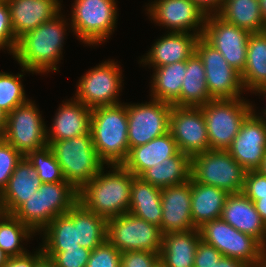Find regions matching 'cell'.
<instances>
[{
  "label": "cell",
  "instance_id": "cell-1",
  "mask_svg": "<svg viewBox=\"0 0 266 267\" xmlns=\"http://www.w3.org/2000/svg\"><path fill=\"white\" fill-rule=\"evenodd\" d=\"M63 16V13L58 14L18 39L12 57L20 67L43 75L51 71L52 73L59 71L57 64L63 57L62 50H64V40L68 30L66 28L71 27Z\"/></svg>",
  "mask_w": 266,
  "mask_h": 267
},
{
  "label": "cell",
  "instance_id": "cell-2",
  "mask_svg": "<svg viewBox=\"0 0 266 267\" xmlns=\"http://www.w3.org/2000/svg\"><path fill=\"white\" fill-rule=\"evenodd\" d=\"M79 192L78 201L107 219L128 213L134 175L123 165H107Z\"/></svg>",
  "mask_w": 266,
  "mask_h": 267
},
{
  "label": "cell",
  "instance_id": "cell-3",
  "mask_svg": "<svg viewBox=\"0 0 266 267\" xmlns=\"http://www.w3.org/2000/svg\"><path fill=\"white\" fill-rule=\"evenodd\" d=\"M90 132L97 154L106 166L126 161L130 151L126 103L92 109Z\"/></svg>",
  "mask_w": 266,
  "mask_h": 267
},
{
  "label": "cell",
  "instance_id": "cell-4",
  "mask_svg": "<svg viewBox=\"0 0 266 267\" xmlns=\"http://www.w3.org/2000/svg\"><path fill=\"white\" fill-rule=\"evenodd\" d=\"M78 202V191L67 181L43 183L13 215L35 234Z\"/></svg>",
  "mask_w": 266,
  "mask_h": 267
},
{
  "label": "cell",
  "instance_id": "cell-5",
  "mask_svg": "<svg viewBox=\"0 0 266 267\" xmlns=\"http://www.w3.org/2000/svg\"><path fill=\"white\" fill-rule=\"evenodd\" d=\"M65 180L78 192L106 166L93 145L91 133L66 140H47Z\"/></svg>",
  "mask_w": 266,
  "mask_h": 267
},
{
  "label": "cell",
  "instance_id": "cell-6",
  "mask_svg": "<svg viewBox=\"0 0 266 267\" xmlns=\"http://www.w3.org/2000/svg\"><path fill=\"white\" fill-rule=\"evenodd\" d=\"M116 3V0H74L70 17L71 32L84 44L91 47L101 45L116 28Z\"/></svg>",
  "mask_w": 266,
  "mask_h": 267
},
{
  "label": "cell",
  "instance_id": "cell-7",
  "mask_svg": "<svg viewBox=\"0 0 266 267\" xmlns=\"http://www.w3.org/2000/svg\"><path fill=\"white\" fill-rule=\"evenodd\" d=\"M247 170L228 150L209 149L190 158V178L204 185L215 186L228 194L241 193Z\"/></svg>",
  "mask_w": 266,
  "mask_h": 267
},
{
  "label": "cell",
  "instance_id": "cell-8",
  "mask_svg": "<svg viewBox=\"0 0 266 267\" xmlns=\"http://www.w3.org/2000/svg\"><path fill=\"white\" fill-rule=\"evenodd\" d=\"M255 105L249 100L212 99L200 109L204 115L210 149L227 150Z\"/></svg>",
  "mask_w": 266,
  "mask_h": 267
},
{
  "label": "cell",
  "instance_id": "cell-9",
  "mask_svg": "<svg viewBox=\"0 0 266 267\" xmlns=\"http://www.w3.org/2000/svg\"><path fill=\"white\" fill-rule=\"evenodd\" d=\"M199 231L201 240L223 256L242 261L249 267H262L264 245L254 236L236 230L222 218L205 222Z\"/></svg>",
  "mask_w": 266,
  "mask_h": 267
},
{
  "label": "cell",
  "instance_id": "cell-10",
  "mask_svg": "<svg viewBox=\"0 0 266 267\" xmlns=\"http://www.w3.org/2000/svg\"><path fill=\"white\" fill-rule=\"evenodd\" d=\"M113 59L104 61L79 78L75 99L91 110L101 106L117 105L122 91V70Z\"/></svg>",
  "mask_w": 266,
  "mask_h": 267
},
{
  "label": "cell",
  "instance_id": "cell-11",
  "mask_svg": "<svg viewBox=\"0 0 266 267\" xmlns=\"http://www.w3.org/2000/svg\"><path fill=\"white\" fill-rule=\"evenodd\" d=\"M163 234L160 227L131 213L107 219V241L120 252H161Z\"/></svg>",
  "mask_w": 266,
  "mask_h": 267
},
{
  "label": "cell",
  "instance_id": "cell-12",
  "mask_svg": "<svg viewBox=\"0 0 266 267\" xmlns=\"http://www.w3.org/2000/svg\"><path fill=\"white\" fill-rule=\"evenodd\" d=\"M3 139L23 156H26L30 151L48 145L46 124L35 100L33 102L29 99L7 114V125Z\"/></svg>",
  "mask_w": 266,
  "mask_h": 267
},
{
  "label": "cell",
  "instance_id": "cell-13",
  "mask_svg": "<svg viewBox=\"0 0 266 267\" xmlns=\"http://www.w3.org/2000/svg\"><path fill=\"white\" fill-rule=\"evenodd\" d=\"M195 52L201 58L206 73V85L212 99L242 98L244 86L241 73L229 65L224 56L202 36Z\"/></svg>",
  "mask_w": 266,
  "mask_h": 267
},
{
  "label": "cell",
  "instance_id": "cell-14",
  "mask_svg": "<svg viewBox=\"0 0 266 267\" xmlns=\"http://www.w3.org/2000/svg\"><path fill=\"white\" fill-rule=\"evenodd\" d=\"M172 104L151 98L145 103H126L129 149L144 145L169 132Z\"/></svg>",
  "mask_w": 266,
  "mask_h": 267
},
{
  "label": "cell",
  "instance_id": "cell-15",
  "mask_svg": "<svg viewBox=\"0 0 266 267\" xmlns=\"http://www.w3.org/2000/svg\"><path fill=\"white\" fill-rule=\"evenodd\" d=\"M166 32H187L202 36L207 14L192 0H154L145 9Z\"/></svg>",
  "mask_w": 266,
  "mask_h": 267
},
{
  "label": "cell",
  "instance_id": "cell-16",
  "mask_svg": "<svg viewBox=\"0 0 266 267\" xmlns=\"http://www.w3.org/2000/svg\"><path fill=\"white\" fill-rule=\"evenodd\" d=\"M169 132L178 150L190 158L210 149L206 121L200 107L172 105Z\"/></svg>",
  "mask_w": 266,
  "mask_h": 267
},
{
  "label": "cell",
  "instance_id": "cell-17",
  "mask_svg": "<svg viewBox=\"0 0 266 267\" xmlns=\"http://www.w3.org/2000/svg\"><path fill=\"white\" fill-rule=\"evenodd\" d=\"M250 34L248 30L226 22L217 14H208L202 37L224 56L230 66L242 73Z\"/></svg>",
  "mask_w": 266,
  "mask_h": 267
},
{
  "label": "cell",
  "instance_id": "cell-18",
  "mask_svg": "<svg viewBox=\"0 0 266 267\" xmlns=\"http://www.w3.org/2000/svg\"><path fill=\"white\" fill-rule=\"evenodd\" d=\"M227 150L247 171L261 168L266 154V120L256 113L255 108Z\"/></svg>",
  "mask_w": 266,
  "mask_h": 267
},
{
  "label": "cell",
  "instance_id": "cell-19",
  "mask_svg": "<svg viewBox=\"0 0 266 267\" xmlns=\"http://www.w3.org/2000/svg\"><path fill=\"white\" fill-rule=\"evenodd\" d=\"M161 204L163 235L196 228L191 218V178L184 183L161 188Z\"/></svg>",
  "mask_w": 266,
  "mask_h": 267
},
{
  "label": "cell",
  "instance_id": "cell-20",
  "mask_svg": "<svg viewBox=\"0 0 266 267\" xmlns=\"http://www.w3.org/2000/svg\"><path fill=\"white\" fill-rule=\"evenodd\" d=\"M164 35V36H163ZM157 39L140 64L149 67H161L172 63L187 61L195 52L199 35L187 32H167Z\"/></svg>",
  "mask_w": 266,
  "mask_h": 267
},
{
  "label": "cell",
  "instance_id": "cell-21",
  "mask_svg": "<svg viewBox=\"0 0 266 267\" xmlns=\"http://www.w3.org/2000/svg\"><path fill=\"white\" fill-rule=\"evenodd\" d=\"M91 113L92 110L77 99H66L57 108L51 127L46 126L47 140H66L91 133Z\"/></svg>",
  "mask_w": 266,
  "mask_h": 267
},
{
  "label": "cell",
  "instance_id": "cell-22",
  "mask_svg": "<svg viewBox=\"0 0 266 267\" xmlns=\"http://www.w3.org/2000/svg\"><path fill=\"white\" fill-rule=\"evenodd\" d=\"M15 38L55 18L61 13V0H7Z\"/></svg>",
  "mask_w": 266,
  "mask_h": 267
},
{
  "label": "cell",
  "instance_id": "cell-23",
  "mask_svg": "<svg viewBox=\"0 0 266 267\" xmlns=\"http://www.w3.org/2000/svg\"><path fill=\"white\" fill-rule=\"evenodd\" d=\"M221 218L236 230L254 236L266 246V224L256 211L254 203L242 192L227 196Z\"/></svg>",
  "mask_w": 266,
  "mask_h": 267
},
{
  "label": "cell",
  "instance_id": "cell-24",
  "mask_svg": "<svg viewBox=\"0 0 266 267\" xmlns=\"http://www.w3.org/2000/svg\"><path fill=\"white\" fill-rule=\"evenodd\" d=\"M42 184L32 163L23 156L0 193L4 212L13 214Z\"/></svg>",
  "mask_w": 266,
  "mask_h": 267
},
{
  "label": "cell",
  "instance_id": "cell-25",
  "mask_svg": "<svg viewBox=\"0 0 266 267\" xmlns=\"http://www.w3.org/2000/svg\"><path fill=\"white\" fill-rule=\"evenodd\" d=\"M178 152L176 141L171 133L167 132L144 145L131 148L122 165L134 176L140 177L147 169L164 159L174 157Z\"/></svg>",
  "mask_w": 266,
  "mask_h": 267
},
{
  "label": "cell",
  "instance_id": "cell-26",
  "mask_svg": "<svg viewBox=\"0 0 266 267\" xmlns=\"http://www.w3.org/2000/svg\"><path fill=\"white\" fill-rule=\"evenodd\" d=\"M200 240L199 228L164 234L160 263L164 267H194L195 253Z\"/></svg>",
  "mask_w": 266,
  "mask_h": 267
},
{
  "label": "cell",
  "instance_id": "cell-27",
  "mask_svg": "<svg viewBox=\"0 0 266 267\" xmlns=\"http://www.w3.org/2000/svg\"><path fill=\"white\" fill-rule=\"evenodd\" d=\"M228 195L218 187L191 179V218L194 226L200 228L205 222L221 218Z\"/></svg>",
  "mask_w": 266,
  "mask_h": 267
},
{
  "label": "cell",
  "instance_id": "cell-28",
  "mask_svg": "<svg viewBox=\"0 0 266 267\" xmlns=\"http://www.w3.org/2000/svg\"><path fill=\"white\" fill-rule=\"evenodd\" d=\"M128 212L161 229V188L134 176Z\"/></svg>",
  "mask_w": 266,
  "mask_h": 267
},
{
  "label": "cell",
  "instance_id": "cell-29",
  "mask_svg": "<svg viewBox=\"0 0 266 267\" xmlns=\"http://www.w3.org/2000/svg\"><path fill=\"white\" fill-rule=\"evenodd\" d=\"M185 77L180 97L173 106L201 107L212 100L206 85V73L201 58L196 52L186 61Z\"/></svg>",
  "mask_w": 266,
  "mask_h": 267
},
{
  "label": "cell",
  "instance_id": "cell-30",
  "mask_svg": "<svg viewBox=\"0 0 266 267\" xmlns=\"http://www.w3.org/2000/svg\"><path fill=\"white\" fill-rule=\"evenodd\" d=\"M241 79L245 92L251 94L266 87V31L250 34Z\"/></svg>",
  "mask_w": 266,
  "mask_h": 267
},
{
  "label": "cell",
  "instance_id": "cell-31",
  "mask_svg": "<svg viewBox=\"0 0 266 267\" xmlns=\"http://www.w3.org/2000/svg\"><path fill=\"white\" fill-rule=\"evenodd\" d=\"M216 14L226 22L250 33L266 31L259 0H224Z\"/></svg>",
  "mask_w": 266,
  "mask_h": 267
},
{
  "label": "cell",
  "instance_id": "cell-32",
  "mask_svg": "<svg viewBox=\"0 0 266 267\" xmlns=\"http://www.w3.org/2000/svg\"><path fill=\"white\" fill-rule=\"evenodd\" d=\"M186 61L153 68L150 86V98L173 104L179 97Z\"/></svg>",
  "mask_w": 266,
  "mask_h": 267
},
{
  "label": "cell",
  "instance_id": "cell-33",
  "mask_svg": "<svg viewBox=\"0 0 266 267\" xmlns=\"http://www.w3.org/2000/svg\"><path fill=\"white\" fill-rule=\"evenodd\" d=\"M43 232V233H42ZM43 252H62L65 248L81 247L74 226V206L63 215L55 217L42 231Z\"/></svg>",
  "mask_w": 266,
  "mask_h": 267
},
{
  "label": "cell",
  "instance_id": "cell-34",
  "mask_svg": "<svg viewBox=\"0 0 266 267\" xmlns=\"http://www.w3.org/2000/svg\"><path fill=\"white\" fill-rule=\"evenodd\" d=\"M140 177L159 188L184 183L190 179V157L179 151L174 157L147 169Z\"/></svg>",
  "mask_w": 266,
  "mask_h": 267
},
{
  "label": "cell",
  "instance_id": "cell-35",
  "mask_svg": "<svg viewBox=\"0 0 266 267\" xmlns=\"http://www.w3.org/2000/svg\"><path fill=\"white\" fill-rule=\"evenodd\" d=\"M74 226L81 247L92 251L107 240V220L85 208L79 201L74 205Z\"/></svg>",
  "mask_w": 266,
  "mask_h": 267
},
{
  "label": "cell",
  "instance_id": "cell-36",
  "mask_svg": "<svg viewBox=\"0 0 266 267\" xmlns=\"http://www.w3.org/2000/svg\"><path fill=\"white\" fill-rule=\"evenodd\" d=\"M36 234L13 214L4 213L0 218V249L9 257L28 252L22 244Z\"/></svg>",
  "mask_w": 266,
  "mask_h": 267
},
{
  "label": "cell",
  "instance_id": "cell-37",
  "mask_svg": "<svg viewBox=\"0 0 266 267\" xmlns=\"http://www.w3.org/2000/svg\"><path fill=\"white\" fill-rule=\"evenodd\" d=\"M23 73L14 75L0 71V108L7 114L12 112L17 106L26 103L29 99L26 97L25 90L21 80L24 73H32L21 67Z\"/></svg>",
  "mask_w": 266,
  "mask_h": 267
},
{
  "label": "cell",
  "instance_id": "cell-38",
  "mask_svg": "<svg viewBox=\"0 0 266 267\" xmlns=\"http://www.w3.org/2000/svg\"><path fill=\"white\" fill-rule=\"evenodd\" d=\"M26 157L37 171L42 183L66 181L61 166L49 145L30 151Z\"/></svg>",
  "mask_w": 266,
  "mask_h": 267
},
{
  "label": "cell",
  "instance_id": "cell-39",
  "mask_svg": "<svg viewBox=\"0 0 266 267\" xmlns=\"http://www.w3.org/2000/svg\"><path fill=\"white\" fill-rule=\"evenodd\" d=\"M23 155L4 139L0 141V193L6 187Z\"/></svg>",
  "mask_w": 266,
  "mask_h": 267
},
{
  "label": "cell",
  "instance_id": "cell-40",
  "mask_svg": "<svg viewBox=\"0 0 266 267\" xmlns=\"http://www.w3.org/2000/svg\"><path fill=\"white\" fill-rule=\"evenodd\" d=\"M48 257H51L56 267H86L91 250L78 248H65L62 252H43Z\"/></svg>",
  "mask_w": 266,
  "mask_h": 267
},
{
  "label": "cell",
  "instance_id": "cell-41",
  "mask_svg": "<svg viewBox=\"0 0 266 267\" xmlns=\"http://www.w3.org/2000/svg\"><path fill=\"white\" fill-rule=\"evenodd\" d=\"M86 267H121V252L106 240L91 251Z\"/></svg>",
  "mask_w": 266,
  "mask_h": 267
},
{
  "label": "cell",
  "instance_id": "cell-42",
  "mask_svg": "<svg viewBox=\"0 0 266 267\" xmlns=\"http://www.w3.org/2000/svg\"><path fill=\"white\" fill-rule=\"evenodd\" d=\"M18 40L14 36L9 6L0 2V50H7L12 55L17 47Z\"/></svg>",
  "mask_w": 266,
  "mask_h": 267
},
{
  "label": "cell",
  "instance_id": "cell-43",
  "mask_svg": "<svg viewBox=\"0 0 266 267\" xmlns=\"http://www.w3.org/2000/svg\"><path fill=\"white\" fill-rule=\"evenodd\" d=\"M159 263V253L143 250L121 252V267H156Z\"/></svg>",
  "mask_w": 266,
  "mask_h": 267
},
{
  "label": "cell",
  "instance_id": "cell-44",
  "mask_svg": "<svg viewBox=\"0 0 266 267\" xmlns=\"http://www.w3.org/2000/svg\"><path fill=\"white\" fill-rule=\"evenodd\" d=\"M242 193L252 202L266 197V175L259 170L247 171Z\"/></svg>",
  "mask_w": 266,
  "mask_h": 267
},
{
  "label": "cell",
  "instance_id": "cell-45",
  "mask_svg": "<svg viewBox=\"0 0 266 267\" xmlns=\"http://www.w3.org/2000/svg\"><path fill=\"white\" fill-rule=\"evenodd\" d=\"M222 256L215 247L200 240L195 253L194 267H215Z\"/></svg>",
  "mask_w": 266,
  "mask_h": 267
},
{
  "label": "cell",
  "instance_id": "cell-46",
  "mask_svg": "<svg viewBox=\"0 0 266 267\" xmlns=\"http://www.w3.org/2000/svg\"><path fill=\"white\" fill-rule=\"evenodd\" d=\"M33 253L29 251L20 256L9 257L3 267H34L35 260L43 253L41 246Z\"/></svg>",
  "mask_w": 266,
  "mask_h": 267
},
{
  "label": "cell",
  "instance_id": "cell-47",
  "mask_svg": "<svg viewBox=\"0 0 266 267\" xmlns=\"http://www.w3.org/2000/svg\"><path fill=\"white\" fill-rule=\"evenodd\" d=\"M195 2L207 15L216 14L224 0H192Z\"/></svg>",
  "mask_w": 266,
  "mask_h": 267
},
{
  "label": "cell",
  "instance_id": "cell-48",
  "mask_svg": "<svg viewBox=\"0 0 266 267\" xmlns=\"http://www.w3.org/2000/svg\"><path fill=\"white\" fill-rule=\"evenodd\" d=\"M215 267H249L242 261L230 258L228 256H222L216 263Z\"/></svg>",
  "mask_w": 266,
  "mask_h": 267
},
{
  "label": "cell",
  "instance_id": "cell-49",
  "mask_svg": "<svg viewBox=\"0 0 266 267\" xmlns=\"http://www.w3.org/2000/svg\"><path fill=\"white\" fill-rule=\"evenodd\" d=\"M34 267H56L54 260L42 253L36 260Z\"/></svg>",
  "mask_w": 266,
  "mask_h": 267
},
{
  "label": "cell",
  "instance_id": "cell-50",
  "mask_svg": "<svg viewBox=\"0 0 266 267\" xmlns=\"http://www.w3.org/2000/svg\"><path fill=\"white\" fill-rule=\"evenodd\" d=\"M253 203L256 211L259 213L261 219L266 224V197H261L260 199L254 201Z\"/></svg>",
  "mask_w": 266,
  "mask_h": 267
},
{
  "label": "cell",
  "instance_id": "cell-51",
  "mask_svg": "<svg viewBox=\"0 0 266 267\" xmlns=\"http://www.w3.org/2000/svg\"><path fill=\"white\" fill-rule=\"evenodd\" d=\"M7 125V113L0 108V133H4Z\"/></svg>",
  "mask_w": 266,
  "mask_h": 267
},
{
  "label": "cell",
  "instance_id": "cell-52",
  "mask_svg": "<svg viewBox=\"0 0 266 267\" xmlns=\"http://www.w3.org/2000/svg\"><path fill=\"white\" fill-rule=\"evenodd\" d=\"M254 94L255 95L256 94H259V96L262 95V97L264 96V99L266 100V87H264L263 89H260V90L256 91ZM257 114H260L259 116L261 118H263L264 120H266V108L264 110H262L261 112H259V113L257 112Z\"/></svg>",
  "mask_w": 266,
  "mask_h": 267
},
{
  "label": "cell",
  "instance_id": "cell-53",
  "mask_svg": "<svg viewBox=\"0 0 266 267\" xmlns=\"http://www.w3.org/2000/svg\"><path fill=\"white\" fill-rule=\"evenodd\" d=\"M260 3V11H261V15L264 19V23L266 25V0H259Z\"/></svg>",
  "mask_w": 266,
  "mask_h": 267
},
{
  "label": "cell",
  "instance_id": "cell-54",
  "mask_svg": "<svg viewBox=\"0 0 266 267\" xmlns=\"http://www.w3.org/2000/svg\"><path fill=\"white\" fill-rule=\"evenodd\" d=\"M8 258L9 256L0 249V267L6 264Z\"/></svg>",
  "mask_w": 266,
  "mask_h": 267
},
{
  "label": "cell",
  "instance_id": "cell-55",
  "mask_svg": "<svg viewBox=\"0 0 266 267\" xmlns=\"http://www.w3.org/2000/svg\"><path fill=\"white\" fill-rule=\"evenodd\" d=\"M259 171H261L264 175H266V154H265V157H264V159H263L262 166H261V168L259 169Z\"/></svg>",
  "mask_w": 266,
  "mask_h": 267
},
{
  "label": "cell",
  "instance_id": "cell-56",
  "mask_svg": "<svg viewBox=\"0 0 266 267\" xmlns=\"http://www.w3.org/2000/svg\"><path fill=\"white\" fill-rule=\"evenodd\" d=\"M262 267H266V246H264V253H263Z\"/></svg>",
  "mask_w": 266,
  "mask_h": 267
},
{
  "label": "cell",
  "instance_id": "cell-57",
  "mask_svg": "<svg viewBox=\"0 0 266 267\" xmlns=\"http://www.w3.org/2000/svg\"><path fill=\"white\" fill-rule=\"evenodd\" d=\"M4 213L5 212H4V209H3L2 201L0 199V218L3 216Z\"/></svg>",
  "mask_w": 266,
  "mask_h": 267
},
{
  "label": "cell",
  "instance_id": "cell-58",
  "mask_svg": "<svg viewBox=\"0 0 266 267\" xmlns=\"http://www.w3.org/2000/svg\"><path fill=\"white\" fill-rule=\"evenodd\" d=\"M3 139V134L0 133V141Z\"/></svg>",
  "mask_w": 266,
  "mask_h": 267
},
{
  "label": "cell",
  "instance_id": "cell-59",
  "mask_svg": "<svg viewBox=\"0 0 266 267\" xmlns=\"http://www.w3.org/2000/svg\"><path fill=\"white\" fill-rule=\"evenodd\" d=\"M156 267H164L161 263H159Z\"/></svg>",
  "mask_w": 266,
  "mask_h": 267
}]
</instances>
